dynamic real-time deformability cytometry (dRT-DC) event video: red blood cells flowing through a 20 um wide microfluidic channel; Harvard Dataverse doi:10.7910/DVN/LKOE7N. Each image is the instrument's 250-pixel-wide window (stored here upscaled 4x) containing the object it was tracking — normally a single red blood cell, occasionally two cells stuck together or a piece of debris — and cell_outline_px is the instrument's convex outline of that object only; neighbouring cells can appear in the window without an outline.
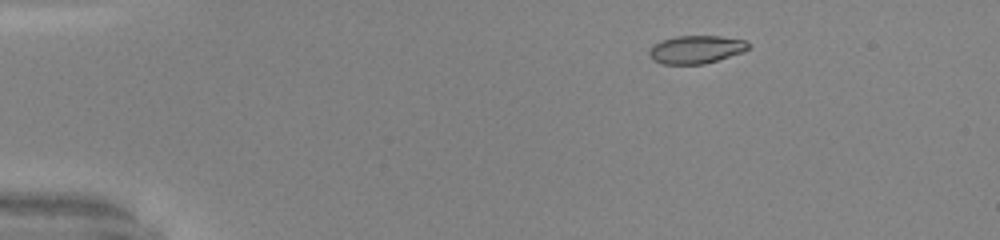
{"species": "common noctule bat (a hibernating species)", "species_latin": "Nyctalus noctula", "temperature_condition": "warm", "stored_images_in_passage": 50, "camera_frame_rate_fps": 3000, "um_per_image_px": 0.085, "animal": {"sex": "male", "body_mass_g": 20.0, "forearm_length_mm": 53.3}, "frame": {"image": 1, "passage_image": 8, "time_ms": 2.333, "image_size_px": [1000, 240], "cell_outline_px": [[752, 48], [744, 52], [704, 64], [664, 64], [652, 60], [648, 56], [648, 48], [652, 44], [660, 40], [676, 36], [720, 36], [744, 40], [752, 44]], "centroid_in_image_um": [59.16, 4.2], "position_along_channel_um": 25.8, "area_um2": 16.59}}
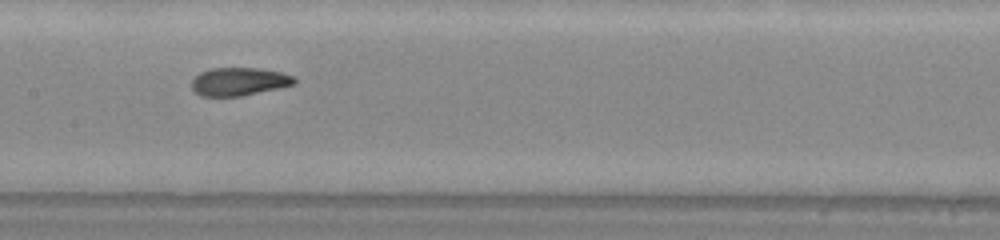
{"frame": {"image": 2, "passage_image": 26, "time_ms": 8.333, "image_size_px": [1000, 240], "cell_outline_px": [[296, 84], [240, 96], [200, 96], [192, 88], [192, 80], [200, 72], [212, 68], [260, 68], [280, 72], [292, 76], [296, 80]], "centroid_in_image_um": [20.3, 6.93], "position_along_channel_um": 187.1, "area_um2": 16.65}}
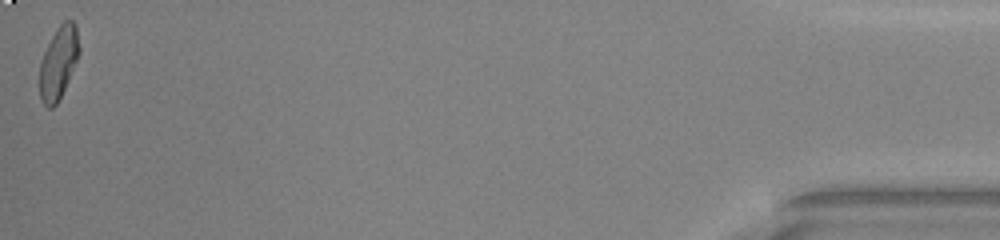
{"frame": {"image": 3, "passage_image": 50, "time_ms": 16.333, "image_size_px": [1000, 240], "cell_outline_px": [[80, 52], [68, 80], [56, 104], [52, 108], [48, 108], [40, 100], [40, 60], [56, 28], [64, 20], [72, 20], [76, 24], [80, 48]], "centroid_in_image_um": [4.97, 5.29], "position_along_channel_um": 430.2, "area_um2": 16.59}, "authors_computed_cell_mechanics": {"area_um2": 16.762, "velocity_mm_per_s": 4.1556, "shape_relaxation_time_tau1_ms": 6.6285, "shape_relaxation_time_tau2_ms": 1.41, "deformation_change_tau1": 0.238, "deformation_change_tau2": 0.0749}}